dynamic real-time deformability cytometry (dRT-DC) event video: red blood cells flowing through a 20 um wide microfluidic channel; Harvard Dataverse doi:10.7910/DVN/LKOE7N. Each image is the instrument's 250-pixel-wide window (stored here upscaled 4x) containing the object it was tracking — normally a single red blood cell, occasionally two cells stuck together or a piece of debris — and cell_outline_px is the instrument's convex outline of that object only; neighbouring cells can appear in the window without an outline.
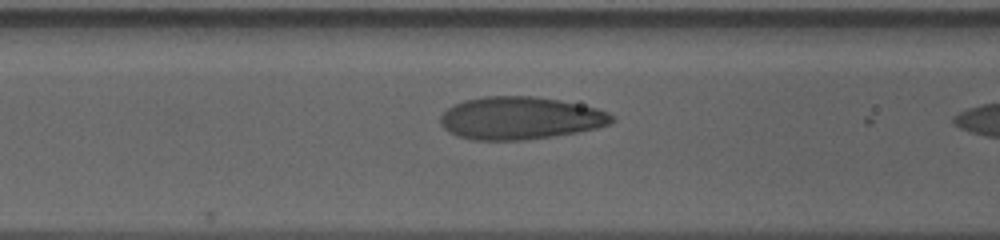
{"species": "human", "species_latin": "Homo sapiens", "temperature_condition": "cold", "stored_images_in_passage": 17, "camera_frame_rate_fps": 3000, "um_per_image_px": 0.085, "donor": {"sex": "male"}, "frame": {"image": 1, "passage_image": 15, "time_ms": 4.667, "image_size_px": [1000, 240], "cell_outline_px": [[616, 120], [612, 124], [596, 128], [576, 132], [552, 136], [524, 140], [472, 140], [456, 136], [448, 132], [440, 124], [440, 116], [448, 108], [464, 100], [484, 96], [532, 96], [560, 100], [596, 108], [608, 112]], "centroid_in_image_um": [44.2, 10.04], "position_along_channel_um": 122.4, "area_um2": 42.66}}